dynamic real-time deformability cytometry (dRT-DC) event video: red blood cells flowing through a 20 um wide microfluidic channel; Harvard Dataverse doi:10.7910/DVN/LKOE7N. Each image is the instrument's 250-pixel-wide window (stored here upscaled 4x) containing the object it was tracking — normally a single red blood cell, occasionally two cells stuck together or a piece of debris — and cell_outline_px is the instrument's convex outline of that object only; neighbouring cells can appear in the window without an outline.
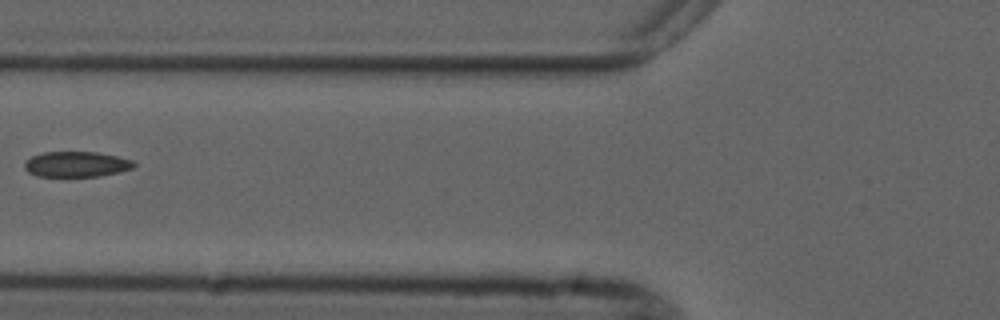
{"species": "common noctule bat (a hibernating species)", "species_latin": "Nyctalus noctula", "temperature_condition": "cold", "stored_images_in_passage": 5, "camera_frame_rate_fps": 3000, "um_per_image_px": 0.085, "animal": {"sex": "male", "forearm_length_mm": 52.5}, "frame": {"image": 1, "passage_image": 5, "time_ms": 5.667, "image_size_px": [1000, 320], "cell_outline_px": [[136, 164], [132, 168], [100, 176], [36, 176], [28, 172], [24, 168], [24, 164], [32, 156], [44, 152], [96, 152], [116, 156], [132, 160]], "centroid_in_image_um": [6.47, 13.96], "position_along_channel_um": 119.3, "area_um2": 16.01}}